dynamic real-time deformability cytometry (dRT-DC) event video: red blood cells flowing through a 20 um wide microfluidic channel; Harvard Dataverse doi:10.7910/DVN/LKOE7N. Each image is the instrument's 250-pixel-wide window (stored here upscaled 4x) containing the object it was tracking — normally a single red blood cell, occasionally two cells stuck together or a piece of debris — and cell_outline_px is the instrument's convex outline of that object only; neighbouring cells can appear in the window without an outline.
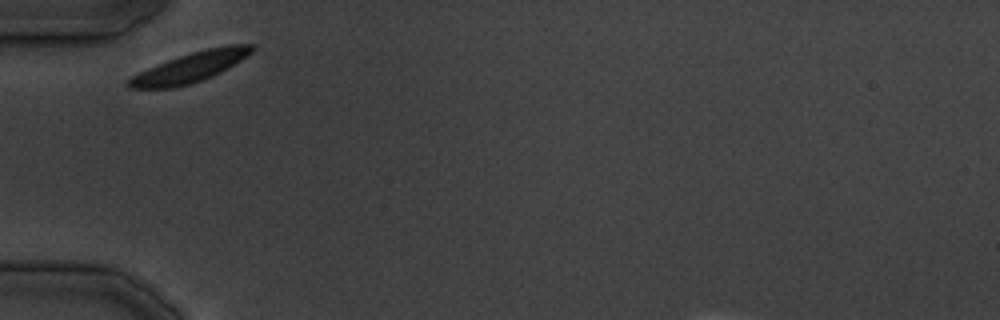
{"species": "common noctule bat (a hibernating species)", "species_latin": "Nyctalus noctula", "temperature_condition": "cold", "stored_images_in_passage": 3, "camera_frame_rate_fps": 3000, "um_per_image_px": 0.085, "animal": {"sex": "male", "body_mass_g": 19.5, "forearm_length_mm": 54.6}, "frame": {"image": 1, "passage_image": 1, "time_ms": 0.0, "image_size_px": [1000, 320], "cell_outline_px": [[256, 48], [252, 52], [240, 60], [220, 72], [212, 76], [176, 88], [128, 88], [124, 84], [132, 76], [148, 68], [168, 60], [192, 52], [208, 48], [228, 44], [256, 44]], "centroid_in_image_um": [16.18, 5.71], "position_along_channel_um": 68.8, "area_um2": 21.21}}